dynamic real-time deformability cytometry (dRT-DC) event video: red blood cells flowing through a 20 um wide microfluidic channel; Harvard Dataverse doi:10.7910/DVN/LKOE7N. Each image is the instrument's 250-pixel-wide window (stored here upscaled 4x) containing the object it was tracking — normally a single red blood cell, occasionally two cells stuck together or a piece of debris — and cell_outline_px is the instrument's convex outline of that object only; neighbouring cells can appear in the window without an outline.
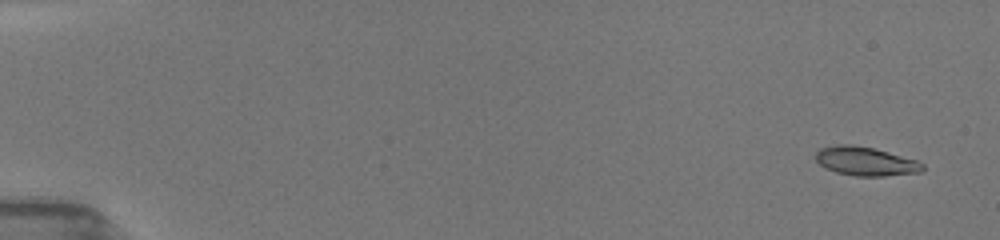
{"species": "common noctule bat (a hibernating species)", "species_latin": "Nyctalus noctula", "temperature_condition": "room temperature", "stored_images_in_passage": 10, "camera_frame_rate_fps": 3000, "um_per_image_px": 0.085, "animal": {"sex": "female", "body_mass_g": 19.5, "forearm_length_mm": 54.1}, "frame": {"image": 1, "passage_image": 2, "time_ms": 0.667, "image_size_px": [1000, 240], "cell_outline_px": [[924, 168], [920, 172], [884, 176], [856, 176], [836, 172], [824, 168], [816, 160], [816, 152], [820, 148], [836, 144], [852, 144], [872, 148], [916, 160], [924, 164]], "centroid_in_image_um": [73.54, 13.71], "position_along_channel_um": 11.5, "area_um2": 17.86}}
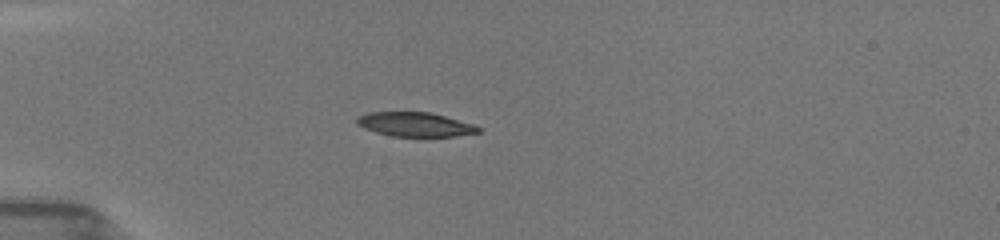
{"frame": {"image": 2, "passage_image": 8, "time_ms": 5.0, "image_size_px": [1000, 240], "cell_outline_px": [[480, 132], [456, 136], [392, 136], [376, 132], [364, 128], [356, 124], [356, 116], [368, 112], [432, 112], [472, 124], [480, 128]], "centroid_in_image_um": [35.24, 10.56], "position_along_channel_um": 49.8, "area_um2": 17.11}}
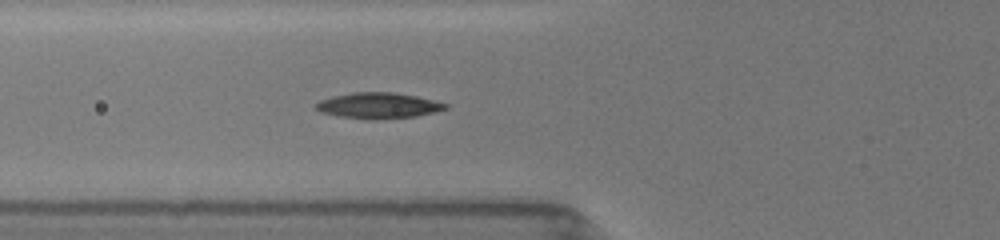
{"frame": {"image": 3, "passage_image": 10, "time_ms": 6.667, "image_size_px": [1000, 240], "cell_outline_px": [[448, 108], [416, 116], [372, 120], [340, 116], [320, 112], [312, 108], [320, 100], [332, 96], [352, 92], [392, 92], [416, 96], [448, 104]], "centroid_in_image_um": [32.1, 8.97], "position_along_channel_um": 93.7, "area_um2": 19.42}}